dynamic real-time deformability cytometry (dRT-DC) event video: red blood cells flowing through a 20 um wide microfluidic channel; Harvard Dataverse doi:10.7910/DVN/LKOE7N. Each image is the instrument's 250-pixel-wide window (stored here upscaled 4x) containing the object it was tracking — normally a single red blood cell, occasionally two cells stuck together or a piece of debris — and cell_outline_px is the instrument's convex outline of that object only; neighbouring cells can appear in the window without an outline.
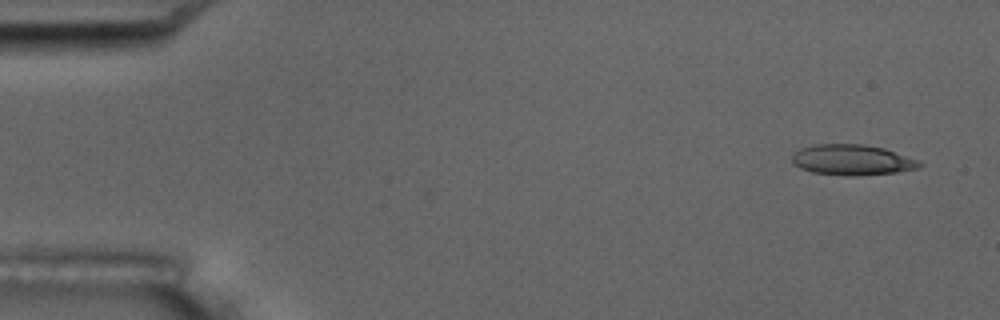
{"species": "common noctule bat (a hibernating species)", "species_latin": "Nyctalus noctula", "temperature_condition": "room temperature", "stored_images_in_passage": 4, "camera_frame_rate_fps": 3000, "um_per_image_px": 0.085, "animal": {"sex": "male", "body_mass_g": 17.5, "forearm_length_mm": 52.3}, "frame": {"image": 1, "passage_image": 1, "time_ms": 0.0, "image_size_px": [1000, 320], "cell_outline_px": [[924, 164], [916, 168], [896, 172], [856, 176], [844, 176], [812, 172], [800, 168], [792, 160], [792, 156], [800, 148], [816, 144], [864, 144], [884, 148], [920, 160]], "centroid_in_image_um": [72.45, 13.59], "position_along_channel_um": 12.5, "area_um2": 22.72}}
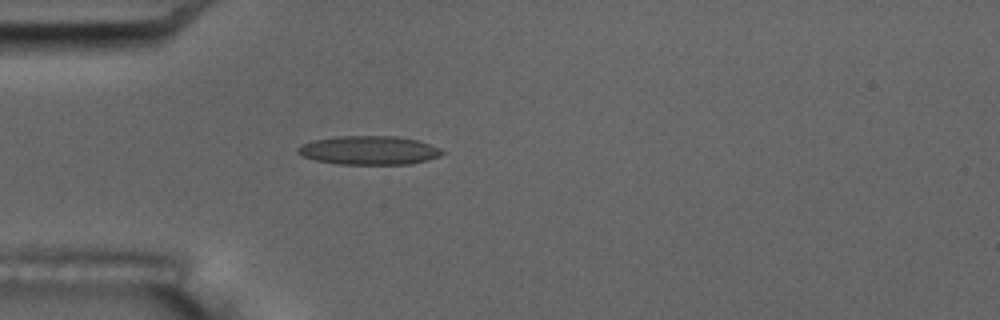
{"frame": {"image": 2, "passage_image": 4, "time_ms": 4.333, "image_size_px": [1000, 320], "cell_outline_px": [[448, 152], [440, 156], [428, 160], [412, 164], [340, 164], [316, 160], [300, 156], [296, 152], [296, 148], [300, 144], [312, 140], [340, 136], [396, 136], [420, 140], [440, 148]], "centroid_in_image_um": [31.39, 12.77], "position_along_channel_um": 53.6, "area_um2": 24.57}}